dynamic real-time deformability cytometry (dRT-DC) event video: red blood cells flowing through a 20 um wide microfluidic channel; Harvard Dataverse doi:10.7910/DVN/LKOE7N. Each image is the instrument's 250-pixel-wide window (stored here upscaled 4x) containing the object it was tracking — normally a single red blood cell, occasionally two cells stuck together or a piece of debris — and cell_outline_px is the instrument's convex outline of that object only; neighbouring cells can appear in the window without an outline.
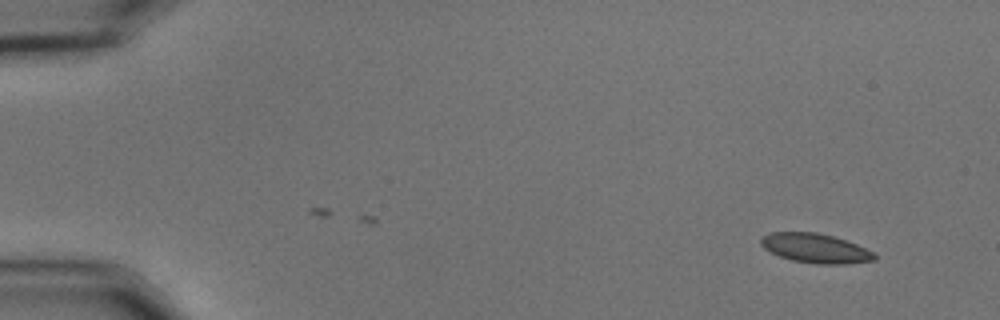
{"species": "common noctule bat (a hibernating species)", "species_latin": "Nyctalus noctula", "temperature_condition": "cold", "stored_images_in_passage": 2, "camera_frame_rate_fps": 3000, "um_per_image_px": 0.085, "animal": {"sex": "male", "body_mass_g": 15.6}, "frame": {"image": 1, "passage_image": 1, "time_ms": 0.0, "image_size_px": [1000, 320], "cell_outline_px": [[876, 260], [844, 264], [816, 264], [792, 260], [780, 256], [764, 248], [760, 244], [760, 236], [768, 232], [816, 232], [832, 236], [856, 244], [876, 252]], "centroid_in_image_um": [69.3, 21.1], "position_along_channel_um": 15.7, "area_um2": 19.54}}